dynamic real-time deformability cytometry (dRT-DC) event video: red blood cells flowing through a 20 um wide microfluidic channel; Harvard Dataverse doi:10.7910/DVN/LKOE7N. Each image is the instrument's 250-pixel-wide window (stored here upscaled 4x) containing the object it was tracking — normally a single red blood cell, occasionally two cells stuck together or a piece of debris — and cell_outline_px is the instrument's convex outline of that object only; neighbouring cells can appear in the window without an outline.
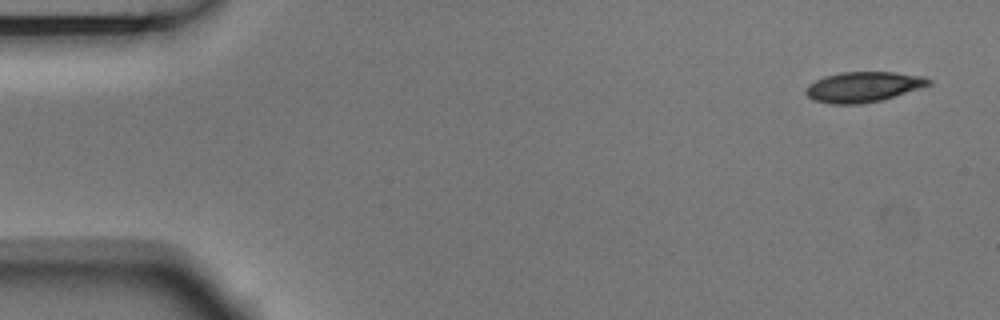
{"species": "Egyptian fruit bat (a non-hibernating species)", "species_latin": "Rousettus aegyptiacus", "temperature_condition": "room temperature", "stored_images_in_passage": 6, "camera_frame_rate_fps": 3000, "um_per_image_px": 0.085, "animal": {"sex": "male"}, "frame": {"image": 1, "passage_image": 1, "time_ms": 0.0, "image_size_px": [1000, 320], "cell_outline_px": [[932, 84], [920, 88], [880, 100], [860, 104], [832, 104], [812, 100], [804, 92], [804, 88], [808, 84], [824, 76], [840, 72], [896, 72], [924, 76], [932, 80]], "centroid_in_image_um": [73.35, 7.38], "position_along_channel_um": 11.7, "area_um2": 21.79}}
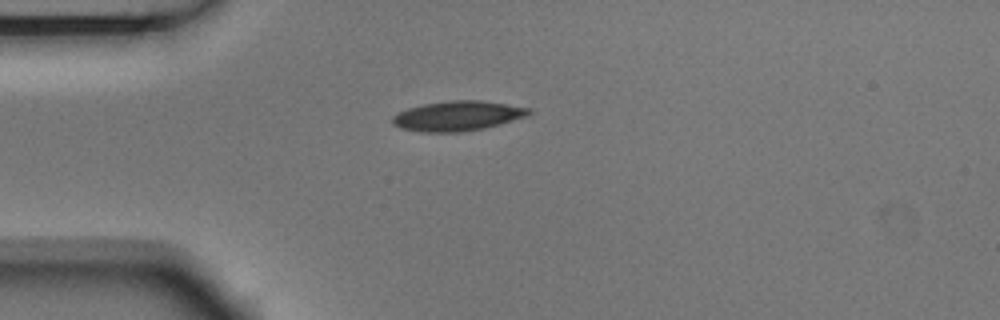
{"frame": {"image": 2, "passage_image": 4, "time_ms": 1.0, "image_size_px": [1000, 320], "cell_outline_px": [[532, 112], [528, 116], [500, 124], [484, 128], [460, 132], [424, 132], [400, 128], [392, 124], [392, 116], [408, 108], [424, 104], [452, 100], [480, 100], [532, 108]], "centroid_in_image_um": [38.92, 9.85], "position_along_channel_um": 46.1, "area_um2": 23.7}}
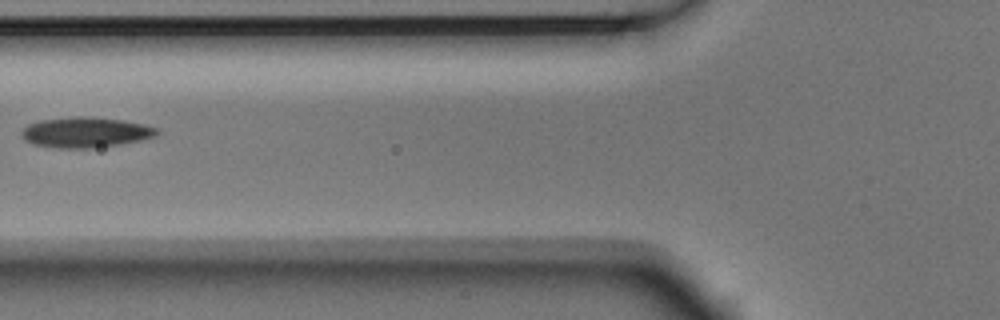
{"frame": {"image": 3, "passage_image": 6, "time_ms": 1.667, "image_size_px": [1000, 320], "cell_outline_px": [[160, 132], [156, 136], [140, 140], [120, 144], [92, 148], [60, 148], [36, 144], [24, 140], [20, 132], [28, 124], [40, 120], [72, 116], [88, 116], [124, 120], [144, 124], [160, 128]], "centroid_in_image_um": [7.31, 11.23], "position_along_channel_um": 118.5, "area_um2": 24.1}}